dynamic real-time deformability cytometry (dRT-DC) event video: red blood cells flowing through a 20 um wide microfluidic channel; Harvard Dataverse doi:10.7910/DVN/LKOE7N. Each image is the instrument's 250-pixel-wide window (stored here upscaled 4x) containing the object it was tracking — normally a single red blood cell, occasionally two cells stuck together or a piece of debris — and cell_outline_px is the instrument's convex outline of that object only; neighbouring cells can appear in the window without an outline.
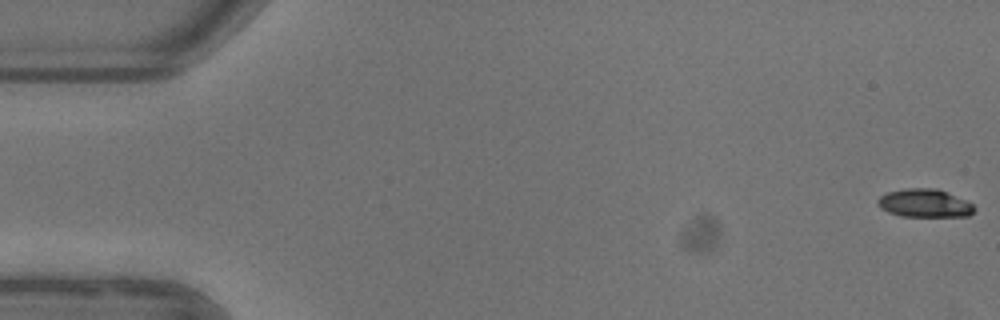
{"species": "common noctule bat (a hibernating species)", "species_latin": "Nyctalus noctula", "temperature_condition": "warm", "stored_images_in_passage": 54, "camera_frame_rate_fps": 3000, "um_per_image_px": 0.085, "animal": {"sex": "female"}, "frame": {"image": 1, "passage_image": 1, "time_ms": 0.0, "image_size_px": [1000, 320], "cell_outline_px": [[976, 208], [968, 216], [900, 216], [888, 212], [880, 208], [876, 204], [876, 200], [880, 196], [888, 192], [904, 188], [936, 188], [964, 200], [972, 204]], "centroid_in_image_um": [78.53, 17.27], "position_along_channel_um": 6.5, "area_um2": 15.78}}
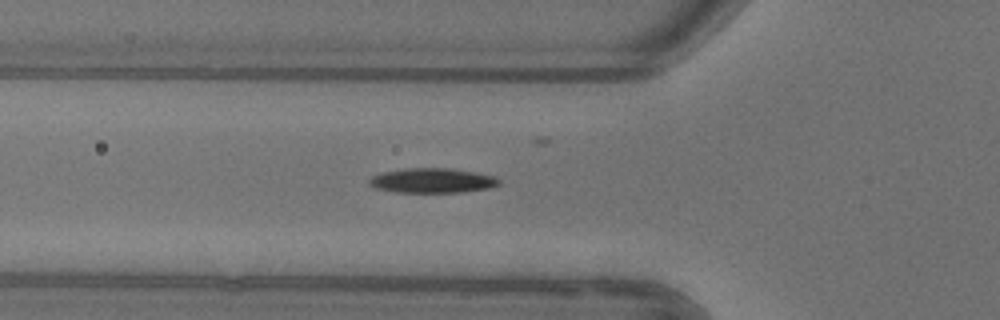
{"frame": {"image": 2, "passage_image": 19, "time_ms": 6.0, "image_size_px": [1000, 320], "cell_outline_px": [[500, 184], [488, 188], [460, 192], [396, 192], [376, 188], [368, 184], [368, 180], [372, 176], [380, 172], [404, 168], [448, 168], [476, 172], [492, 176], [500, 180]], "centroid_in_image_um": [36.69, 15.34], "position_along_channel_um": 89.1, "area_um2": 18.67}}
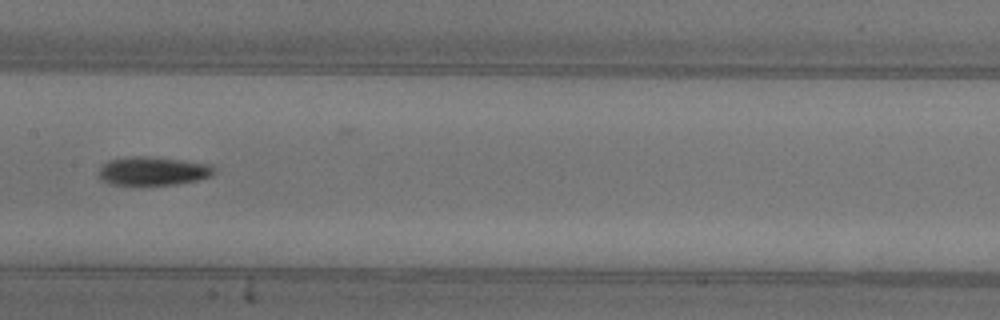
{"frame": {"image": 3, "passage_image": 27, "time_ms": 8.667, "image_size_px": [1000, 320], "cell_outline_px": [[216, 172], [212, 176], [196, 180], [176, 184], [112, 184], [104, 180], [100, 176], [100, 168], [108, 160], [128, 156], [148, 156], [212, 164]], "centroid_in_image_um": [13.05, 14.52], "position_along_channel_um": 194.3, "area_um2": 18.96}, "authors_computed_cell_mechanics": {"area_um2": 17.5134, "velocity_mm_per_s": 3.9183, "shape_relaxation_time_tau1_ms": 4.8976, "shape_relaxation_time_tau2_ms": null, "deformation_change_tau1": 0.1748, "deformation_change_tau2": null}}